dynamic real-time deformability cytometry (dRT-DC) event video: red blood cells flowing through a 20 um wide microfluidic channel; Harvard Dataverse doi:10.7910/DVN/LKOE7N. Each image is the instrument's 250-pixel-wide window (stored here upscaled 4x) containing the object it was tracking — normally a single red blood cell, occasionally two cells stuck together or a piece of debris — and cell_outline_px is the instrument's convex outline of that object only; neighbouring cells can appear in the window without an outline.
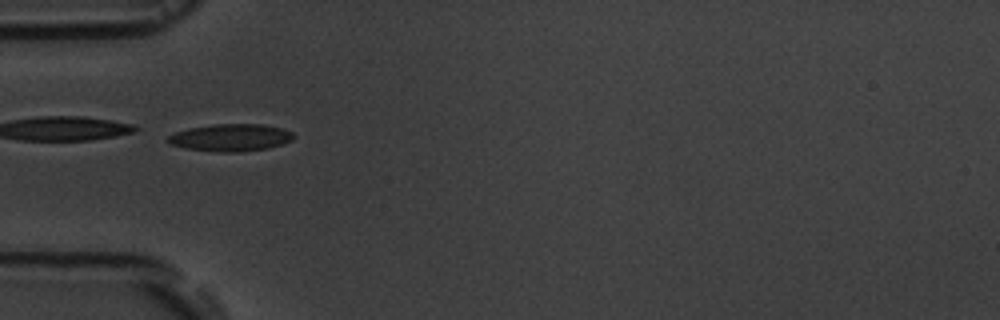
{"species": "common noctule bat (a hibernating species)", "species_latin": "Nyctalus noctula", "temperature_condition": "room temperature", "stored_images_in_passage": 4, "camera_frame_rate_fps": 3000, "um_per_image_px": 0.085, "animal": {"sex": "male", "body_mass_g": 19.5, "forearm_length_mm": 54.6}, "frame": {"image": 1, "passage_image": 2, "time_ms": 2.0, "image_size_px": [1000, 320], "cell_outline_px": [[296, 136], [292, 140], [268, 148], [236, 152], [216, 152], [184, 148], [172, 144], [168, 140], [168, 136], [176, 132], [188, 128], [216, 124], [260, 124], [280, 128], [292, 132]], "centroid_in_image_um": [19.61, 11.69], "position_along_channel_um": 65.4, "area_um2": 19.77}}
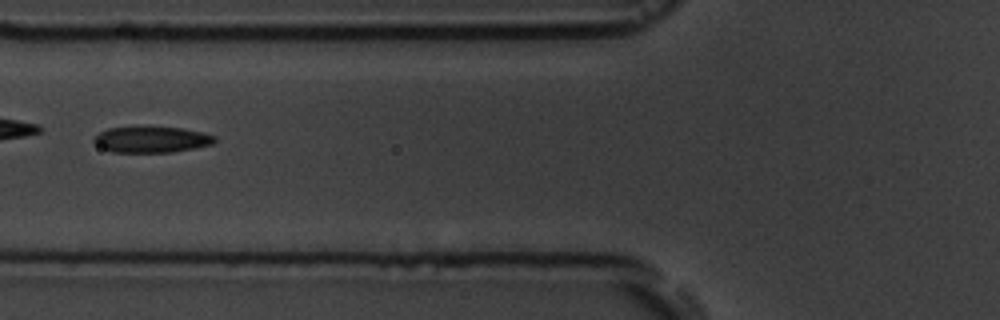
{"frame": {"image": 2, "passage_image": 3, "time_ms": 3.333, "image_size_px": [1000, 320], "cell_outline_px": [[216, 140], [212, 144], [196, 148], [172, 152], [112, 152], [100, 148], [92, 140], [100, 132], [108, 128], [184, 128], [204, 132], [216, 136]], "centroid_in_image_um": [12.91, 11.88], "position_along_channel_um": 112.9, "area_um2": 18.15}}
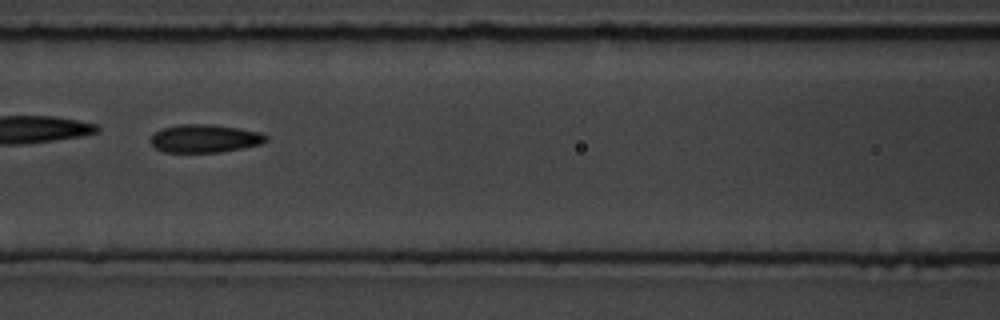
{"frame": {"image": 3, "passage_image": 4, "time_ms": 4.333, "image_size_px": [1000, 320], "cell_outline_px": [[268, 140], [260, 144], [220, 152], [164, 152], [156, 148], [148, 140], [156, 132], [164, 128], [180, 124], [208, 124], [236, 128], [260, 132], [268, 136]], "centroid_in_image_um": [17.39, 11.77], "position_along_channel_um": 149.2, "area_um2": 18.67}}